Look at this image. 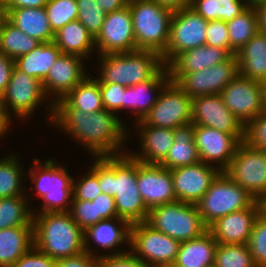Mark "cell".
Wrapping results in <instances>:
<instances>
[{
    "instance_id": "91938a15",
    "label": "cell",
    "mask_w": 266,
    "mask_h": 267,
    "mask_svg": "<svg viewBox=\"0 0 266 267\" xmlns=\"http://www.w3.org/2000/svg\"><path fill=\"white\" fill-rule=\"evenodd\" d=\"M11 118L8 116L7 112L4 108L0 105V139L2 135L6 134L7 129L10 130L8 127L10 124Z\"/></svg>"
},
{
    "instance_id": "ee69618b",
    "label": "cell",
    "mask_w": 266,
    "mask_h": 267,
    "mask_svg": "<svg viewBox=\"0 0 266 267\" xmlns=\"http://www.w3.org/2000/svg\"><path fill=\"white\" fill-rule=\"evenodd\" d=\"M69 213L83 231L103 220L97 216L96 201L72 200Z\"/></svg>"
},
{
    "instance_id": "ac0fdd59",
    "label": "cell",
    "mask_w": 266,
    "mask_h": 267,
    "mask_svg": "<svg viewBox=\"0 0 266 267\" xmlns=\"http://www.w3.org/2000/svg\"><path fill=\"white\" fill-rule=\"evenodd\" d=\"M99 55L135 50V37L129 5L106 14L101 32L95 38Z\"/></svg>"
},
{
    "instance_id": "30bf717a",
    "label": "cell",
    "mask_w": 266,
    "mask_h": 267,
    "mask_svg": "<svg viewBox=\"0 0 266 267\" xmlns=\"http://www.w3.org/2000/svg\"><path fill=\"white\" fill-rule=\"evenodd\" d=\"M180 241L153 229L146 222L130 228L131 252L147 267H171L179 251Z\"/></svg>"
},
{
    "instance_id": "5bb4252c",
    "label": "cell",
    "mask_w": 266,
    "mask_h": 267,
    "mask_svg": "<svg viewBox=\"0 0 266 267\" xmlns=\"http://www.w3.org/2000/svg\"><path fill=\"white\" fill-rule=\"evenodd\" d=\"M45 97L42 82L14 66L9 84L0 97V105L11 119L12 109V113L23 120L31 117L41 101L45 102Z\"/></svg>"
},
{
    "instance_id": "9f6ffc18",
    "label": "cell",
    "mask_w": 266,
    "mask_h": 267,
    "mask_svg": "<svg viewBox=\"0 0 266 267\" xmlns=\"http://www.w3.org/2000/svg\"><path fill=\"white\" fill-rule=\"evenodd\" d=\"M106 14L119 10L128 5L129 0H97Z\"/></svg>"
},
{
    "instance_id": "f907efd6",
    "label": "cell",
    "mask_w": 266,
    "mask_h": 267,
    "mask_svg": "<svg viewBox=\"0 0 266 267\" xmlns=\"http://www.w3.org/2000/svg\"><path fill=\"white\" fill-rule=\"evenodd\" d=\"M56 260L34 246L10 267H55Z\"/></svg>"
},
{
    "instance_id": "681fc988",
    "label": "cell",
    "mask_w": 266,
    "mask_h": 267,
    "mask_svg": "<svg viewBox=\"0 0 266 267\" xmlns=\"http://www.w3.org/2000/svg\"><path fill=\"white\" fill-rule=\"evenodd\" d=\"M98 267H147L132 252L128 251L119 255L109 253L99 255Z\"/></svg>"
},
{
    "instance_id": "7dc6e473",
    "label": "cell",
    "mask_w": 266,
    "mask_h": 267,
    "mask_svg": "<svg viewBox=\"0 0 266 267\" xmlns=\"http://www.w3.org/2000/svg\"><path fill=\"white\" fill-rule=\"evenodd\" d=\"M104 109L117 114L124 110V91L126 87L114 83H99Z\"/></svg>"
},
{
    "instance_id": "816d5d0a",
    "label": "cell",
    "mask_w": 266,
    "mask_h": 267,
    "mask_svg": "<svg viewBox=\"0 0 266 267\" xmlns=\"http://www.w3.org/2000/svg\"><path fill=\"white\" fill-rule=\"evenodd\" d=\"M99 255L83 251L77 255L56 260L55 267H98Z\"/></svg>"
},
{
    "instance_id": "6da1fadb",
    "label": "cell",
    "mask_w": 266,
    "mask_h": 267,
    "mask_svg": "<svg viewBox=\"0 0 266 267\" xmlns=\"http://www.w3.org/2000/svg\"><path fill=\"white\" fill-rule=\"evenodd\" d=\"M51 123L65 130L71 138L74 137L95 158L123 154L121 147L128 129L115 112L103 109L91 114L84 113L60 99L53 104Z\"/></svg>"
},
{
    "instance_id": "74e56055",
    "label": "cell",
    "mask_w": 266,
    "mask_h": 267,
    "mask_svg": "<svg viewBox=\"0 0 266 267\" xmlns=\"http://www.w3.org/2000/svg\"><path fill=\"white\" fill-rule=\"evenodd\" d=\"M226 24L230 47L236 53L259 31L255 7H248Z\"/></svg>"
},
{
    "instance_id": "6125c7cd",
    "label": "cell",
    "mask_w": 266,
    "mask_h": 267,
    "mask_svg": "<svg viewBox=\"0 0 266 267\" xmlns=\"http://www.w3.org/2000/svg\"><path fill=\"white\" fill-rule=\"evenodd\" d=\"M263 108L266 111V81L262 83Z\"/></svg>"
},
{
    "instance_id": "f35d334b",
    "label": "cell",
    "mask_w": 266,
    "mask_h": 267,
    "mask_svg": "<svg viewBox=\"0 0 266 267\" xmlns=\"http://www.w3.org/2000/svg\"><path fill=\"white\" fill-rule=\"evenodd\" d=\"M16 156L9 155L0 159V198H10L24 195L21 177L23 175L20 160ZM24 188V189H22Z\"/></svg>"
},
{
    "instance_id": "f6af8a7d",
    "label": "cell",
    "mask_w": 266,
    "mask_h": 267,
    "mask_svg": "<svg viewBox=\"0 0 266 267\" xmlns=\"http://www.w3.org/2000/svg\"><path fill=\"white\" fill-rule=\"evenodd\" d=\"M73 177V199L72 200H89L93 201L98 195L102 193L98 176L89 169L87 175L82 179H78L74 182Z\"/></svg>"
},
{
    "instance_id": "484cf974",
    "label": "cell",
    "mask_w": 266,
    "mask_h": 267,
    "mask_svg": "<svg viewBox=\"0 0 266 267\" xmlns=\"http://www.w3.org/2000/svg\"><path fill=\"white\" fill-rule=\"evenodd\" d=\"M232 55L228 49L204 45L184 51L167 67L169 73H193L222 63Z\"/></svg>"
},
{
    "instance_id": "ab89813d",
    "label": "cell",
    "mask_w": 266,
    "mask_h": 267,
    "mask_svg": "<svg viewBox=\"0 0 266 267\" xmlns=\"http://www.w3.org/2000/svg\"><path fill=\"white\" fill-rule=\"evenodd\" d=\"M214 267H256L247 244L218 243Z\"/></svg>"
},
{
    "instance_id": "d6a6232c",
    "label": "cell",
    "mask_w": 266,
    "mask_h": 267,
    "mask_svg": "<svg viewBox=\"0 0 266 267\" xmlns=\"http://www.w3.org/2000/svg\"><path fill=\"white\" fill-rule=\"evenodd\" d=\"M62 54L54 41L40 43L28 54L15 59V66L41 82L47 77L51 66Z\"/></svg>"
},
{
    "instance_id": "8992f818",
    "label": "cell",
    "mask_w": 266,
    "mask_h": 267,
    "mask_svg": "<svg viewBox=\"0 0 266 267\" xmlns=\"http://www.w3.org/2000/svg\"><path fill=\"white\" fill-rule=\"evenodd\" d=\"M34 166L29 170L36 196L43 200L41 212H67L68 204L73 199V178L68 175L64 166L57 165L54 159L41 164L39 159L33 160ZM68 208V209H67Z\"/></svg>"
},
{
    "instance_id": "d6986e66",
    "label": "cell",
    "mask_w": 266,
    "mask_h": 267,
    "mask_svg": "<svg viewBox=\"0 0 266 267\" xmlns=\"http://www.w3.org/2000/svg\"><path fill=\"white\" fill-rule=\"evenodd\" d=\"M137 188L148 210L176 201L171 171L160 164L137 160Z\"/></svg>"
},
{
    "instance_id": "8d00e7d4",
    "label": "cell",
    "mask_w": 266,
    "mask_h": 267,
    "mask_svg": "<svg viewBox=\"0 0 266 267\" xmlns=\"http://www.w3.org/2000/svg\"><path fill=\"white\" fill-rule=\"evenodd\" d=\"M207 21H229L239 16L248 6L242 0H192L191 6Z\"/></svg>"
},
{
    "instance_id": "60d3db41",
    "label": "cell",
    "mask_w": 266,
    "mask_h": 267,
    "mask_svg": "<svg viewBox=\"0 0 266 267\" xmlns=\"http://www.w3.org/2000/svg\"><path fill=\"white\" fill-rule=\"evenodd\" d=\"M44 8L53 33L78 18L76 0H48Z\"/></svg>"
},
{
    "instance_id": "b9f144b4",
    "label": "cell",
    "mask_w": 266,
    "mask_h": 267,
    "mask_svg": "<svg viewBox=\"0 0 266 267\" xmlns=\"http://www.w3.org/2000/svg\"><path fill=\"white\" fill-rule=\"evenodd\" d=\"M78 8L77 20L96 38L101 32L106 13L97 0H76Z\"/></svg>"
},
{
    "instance_id": "6f0895ef",
    "label": "cell",
    "mask_w": 266,
    "mask_h": 267,
    "mask_svg": "<svg viewBox=\"0 0 266 267\" xmlns=\"http://www.w3.org/2000/svg\"><path fill=\"white\" fill-rule=\"evenodd\" d=\"M255 10L258 17V29L259 31L266 33V1L257 5Z\"/></svg>"
},
{
    "instance_id": "ba28073f",
    "label": "cell",
    "mask_w": 266,
    "mask_h": 267,
    "mask_svg": "<svg viewBox=\"0 0 266 267\" xmlns=\"http://www.w3.org/2000/svg\"><path fill=\"white\" fill-rule=\"evenodd\" d=\"M254 201L244 188L221 171L196 206L204 224L209 227L225 215L248 208Z\"/></svg>"
},
{
    "instance_id": "4dcf8cb0",
    "label": "cell",
    "mask_w": 266,
    "mask_h": 267,
    "mask_svg": "<svg viewBox=\"0 0 266 267\" xmlns=\"http://www.w3.org/2000/svg\"><path fill=\"white\" fill-rule=\"evenodd\" d=\"M53 41L62 54H72L85 58L96 50L95 38L78 20L69 22L54 33Z\"/></svg>"
},
{
    "instance_id": "603a6c76",
    "label": "cell",
    "mask_w": 266,
    "mask_h": 267,
    "mask_svg": "<svg viewBox=\"0 0 266 267\" xmlns=\"http://www.w3.org/2000/svg\"><path fill=\"white\" fill-rule=\"evenodd\" d=\"M116 219V220H115ZM119 223V225L117 223ZM117 224V225H116ZM130 228L131 225L118 217L99 221L97 224L87 228L84 231V250L95 256L94 250L89 248L90 240L104 250L113 251L110 255H119L128 251L112 250L119 247L124 242L130 244ZM116 251V252H114Z\"/></svg>"
},
{
    "instance_id": "8fae6325",
    "label": "cell",
    "mask_w": 266,
    "mask_h": 267,
    "mask_svg": "<svg viewBox=\"0 0 266 267\" xmlns=\"http://www.w3.org/2000/svg\"><path fill=\"white\" fill-rule=\"evenodd\" d=\"M136 125L175 129L192 123V98L175 82L169 81L159 93L157 102Z\"/></svg>"
},
{
    "instance_id": "94428289",
    "label": "cell",
    "mask_w": 266,
    "mask_h": 267,
    "mask_svg": "<svg viewBox=\"0 0 266 267\" xmlns=\"http://www.w3.org/2000/svg\"><path fill=\"white\" fill-rule=\"evenodd\" d=\"M266 0H244L243 2L248 6V7H256L260 3H263Z\"/></svg>"
},
{
    "instance_id": "db71d44e",
    "label": "cell",
    "mask_w": 266,
    "mask_h": 267,
    "mask_svg": "<svg viewBox=\"0 0 266 267\" xmlns=\"http://www.w3.org/2000/svg\"><path fill=\"white\" fill-rule=\"evenodd\" d=\"M15 61L0 52V97L9 84Z\"/></svg>"
},
{
    "instance_id": "5b68a950",
    "label": "cell",
    "mask_w": 266,
    "mask_h": 267,
    "mask_svg": "<svg viewBox=\"0 0 266 267\" xmlns=\"http://www.w3.org/2000/svg\"><path fill=\"white\" fill-rule=\"evenodd\" d=\"M135 50L165 53L170 36L173 9L154 0H129Z\"/></svg>"
},
{
    "instance_id": "03108f58",
    "label": "cell",
    "mask_w": 266,
    "mask_h": 267,
    "mask_svg": "<svg viewBox=\"0 0 266 267\" xmlns=\"http://www.w3.org/2000/svg\"><path fill=\"white\" fill-rule=\"evenodd\" d=\"M1 30H2V24H0V42H1Z\"/></svg>"
},
{
    "instance_id": "be15d7a7",
    "label": "cell",
    "mask_w": 266,
    "mask_h": 267,
    "mask_svg": "<svg viewBox=\"0 0 266 267\" xmlns=\"http://www.w3.org/2000/svg\"><path fill=\"white\" fill-rule=\"evenodd\" d=\"M5 17L3 9V0H0V24H2V19Z\"/></svg>"
},
{
    "instance_id": "e0dca14e",
    "label": "cell",
    "mask_w": 266,
    "mask_h": 267,
    "mask_svg": "<svg viewBox=\"0 0 266 267\" xmlns=\"http://www.w3.org/2000/svg\"><path fill=\"white\" fill-rule=\"evenodd\" d=\"M83 57L72 54H61L51 66L47 77L42 81L46 98L53 96L49 108V121L53 118V104L63 99L74 89L88 74L84 70Z\"/></svg>"
},
{
    "instance_id": "4316f807",
    "label": "cell",
    "mask_w": 266,
    "mask_h": 267,
    "mask_svg": "<svg viewBox=\"0 0 266 267\" xmlns=\"http://www.w3.org/2000/svg\"><path fill=\"white\" fill-rule=\"evenodd\" d=\"M5 17L24 34L39 42H52L54 33L50 28L47 13L41 8H3Z\"/></svg>"
},
{
    "instance_id": "7a4b0ae2",
    "label": "cell",
    "mask_w": 266,
    "mask_h": 267,
    "mask_svg": "<svg viewBox=\"0 0 266 267\" xmlns=\"http://www.w3.org/2000/svg\"><path fill=\"white\" fill-rule=\"evenodd\" d=\"M91 170L102 193L113 196L118 218L130 225L146 222L149 210L137 188V160L129 153L96 157Z\"/></svg>"
},
{
    "instance_id": "83f0119b",
    "label": "cell",
    "mask_w": 266,
    "mask_h": 267,
    "mask_svg": "<svg viewBox=\"0 0 266 267\" xmlns=\"http://www.w3.org/2000/svg\"><path fill=\"white\" fill-rule=\"evenodd\" d=\"M239 74L266 81V33L258 31L237 53Z\"/></svg>"
},
{
    "instance_id": "1f68e13d",
    "label": "cell",
    "mask_w": 266,
    "mask_h": 267,
    "mask_svg": "<svg viewBox=\"0 0 266 267\" xmlns=\"http://www.w3.org/2000/svg\"><path fill=\"white\" fill-rule=\"evenodd\" d=\"M33 246V226L1 229L0 267H10Z\"/></svg>"
},
{
    "instance_id": "f546056e",
    "label": "cell",
    "mask_w": 266,
    "mask_h": 267,
    "mask_svg": "<svg viewBox=\"0 0 266 267\" xmlns=\"http://www.w3.org/2000/svg\"><path fill=\"white\" fill-rule=\"evenodd\" d=\"M173 142L167 156L160 163L162 167L171 170L201 161L194 142V125L192 123L175 128Z\"/></svg>"
},
{
    "instance_id": "cb8c5ba5",
    "label": "cell",
    "mask_w": 266,
    "mask_h": 267,
    "mask_svg": "<svg viewBox=\"0 0 266 267\" xmlns=\"http://www.w3.org/2000/svg\"><path fill=\"white\" fill-rule=\"evenodd\" d=\"M170 80L168 67L164 66L153 78L134 86L126 87L124 91V108L126 110L129 108L130 110L133 109L134 115L137 114L138 116H136V122L142 120L151 110L157 102L158 93L163 90ZM154 91L157 92L155 97L153 95L155 94Z\"/></svg>"
},
{
    "instance_id": "277c9868",
    "label": "cell",
    "mask_w": 266,
    "mask_h": 267,
    "mask_svg": "<svg viewBox=\"0 0 266 267\" xmlns=\"http://www.w3.org/2000/svg\"><path fill=\"white\" fill-rule=\"evenodd\" d=\"M99 83L134 86L153 78L164 66L162 56L154 51L134 50L99 55Z\"/></svg>"
},
{
    "instance_id": "836d02e7",
    "label": "cell",
    "mask_w": 266,
    "mask_h": 267,
    "mask_svg": "<svg viewBox=\"0 0 266 267\" xmlns=\"http://www.w3.org/2000/svg\"><path fill=\"white\" fill-rule=\"evenodd\" d=\"M63 100L73 109L84 113L97 112L104 109L100 85L96 77L86 76Z\"/></svg>"
},
{
    "instance_id": "4fadbf2b",
    "label": "cell",
    "mask_w": 266,
    "mask_h": 267,
    "mask_svg": "<svg viewBox=\"0 0 266 267\" xmlns=\"http://www.w3.org/2000/svg\"><path fill=\"white\" fill-rule=\"evenodd\" d=\"M175 82L192 99L200 96L220 94L239 74L236 55L228 60L193 73H169Z\"/></svg>"
},
{
    "instance_id": "e575fe53",
    "label": "cell",
    "mask_w": 266,
    "mask_h": 267,
    "mask_svg": "<svg viewBox=\"0 0 266 267\" xmlns=\"http://www.w3.org/2000/svg\"><path fill=\"white\" fill-rule=\"evenodd\" d=\"M41 42L20 31L6 17L2 19L0 52L12 60L28 54Z\"/></svg>"
},
{
    "instance_id": "7bdbcfd3",
    "label": "cell",
    "mask_w": 266,
    "mask_h": 267,
    "mask_svg": "<svg viewBox=\"0 0 266 267\" xmlns=\"http://www.w3.org/2000/svg\"><path fill=\"white\" fill-rule=\"evenodd\" d=\"M248 247L256 267H266V211L257 217L252 229Z\"/></svg>"
},
{
    "instance_id": "3957f363",
    "label": "cell",
    "mask_w": 266,
    "mask_h": 267,
    "mask_svg": "<svg viewBox=\"0 0 266 267\" xmlns=\"http://www.w3.org/2000/svg\"><path fill=\"white\" fill-rule=\"evenodd\" d=\"M34 247L58 260L84 250V231L67 212H33Z\"/></svg>"
},
{
    "instance_id": "ffe728a7",
    "label": "cell",
    "mask_w": 266,
    "mask_h": 267,
    "mask_svg": "<svg viewBox=\"0 0 266 267\" xmlns=\"http://www.w3.org/2000/svg\"><path fill=\"white\" fill-rule=\"evenodd\" d=\"M192 124L207 126L229 134H245V126L226 107L220 94L192 99Z\"/></svg>"
},
{
    "instance_id": "680465c9",
    "label": "cell",
    "mask_w": 266,
    "mask_h": 267,
    "mask_svg": "<svg viewBox=\"0 0 266 267\" xmlns=\"http://www.w3.org/2000/svg\"><path fill=\"white\" fill-rule=\"evenodd\" d=\"M159 4L170 7L173 10L190 7L192 0H154Z\"/></svg>"
},
{
    "instance_id": "e7e4bbea",
    "label": "cell",
    "mask_w": 266,
    "mask_h": 267,
    "mask_svg": "<svg viewBox=\"0 0 266 267\" xmlns=\"http://www.w3.org/2000/svg\"><path fill=\"white\" fill-rule=\"evenodd\" d=\"M264 210L266 211V199L263 201Z\"/></svg>"
},
{
    "instance_id": "11a10c76",
    "label": "cell",
    "mask_w": 266,
    "mask_h": 267,
    "mask_svg": "<svg viewBox=\"0 0 266 267\" xmlns=\"http://www.w3.org/2000/svg\"><path fill=\"white\" fill-rule=\"evenodd\" d=\"M48 0H3V8H41Z\"/></svg>"
},
{
    "instance_id": "52a82bcc",
    "label": "cell",
    "mask_w": 266,
    "mask_h": 267,
    "mask_svg": "<svg viewBox=\"0 0 266 267\" xmlns=\"http://www.w3.org/2000/svg\"><path fill=\"white\" fill-rule=\"evenodd\" d=\"M146 223L180 242L198 238L208 231L196 204L181 201L150 209Z\"/></svg>"
},
{
    "instance_id": "7c38bea8",
    "label": "cell",
    "mask_w": 266,
    "mask_h": 267,
    "mask_svg": "<svg viewBox=\"0 0 266 267\" xmlns=\"http://www.w3.org/2000/svg\"><path fill=\"white\" fill-rule=\"evenodd\" d=\"M208 21L192 7L173 11L170 36L162 59L168 66L179 54L186 50L204 46Z\"/></svg>"
},
{
    "instance_id": "c3c4849f",
    "label": "cell",
    "mask_w": 266,
    "mask_h": 267,
    "mask_svg": "<svg viewBox=\"0 0 266 267\" xmlns=\"http://www.w3.org/2000/svg\"><path fill=\"white\" fill-rule=\"evenodd\" d=\"M245 141L266 150V111L261 112L245 127Z\"/></svg>"
},
{
    "instance_id": "d4e9b609",
    "label": "cell",
    "mask_w": 266,
    "mask_h": 267,
    "mask_svg": "<svg viewBox=\"0 0 266 267\" xmlns=\"http://www.w3.org/2000/svg\"><path fill=\"white\" fill-rule=\"evenodd\" d=\"M142 151L129 153L134 159L146 164H160L174 143V129L151 125H137Z\"/></svg>"
},
{
    "instance_id": "bcb514c9",
    "label": "cell",
    "mask_w": 266,
    "mask_h": 267,
    "mask_svg": "<svg viewBox=\"0 0 266 267\" xmlns=\"http://www.w3.org/2000/svg\"><path fill=\"white\" fill-rule=\"evenodd\" d=\"M205 45L228 49L233 55H236V52L230 47L227 24L222 20L208 21Z\"/></svg>"
},
{
    "instance_id": "f5cc1de1",
    "label": "cell",
    "mask_w": 266,
    "mask_h": 267,
    "mask_svg": "<svg viewBox=\"0 0 266 267\" xmlns=\"http://www.w3.org/2000/svg\"><path fill=\"white\" fill-rule=\"evenodd\" d=\"M93 201H96L97 216L103 220L118 217L113 196L101 193Z\"/></svg>"
},
{
    "instance_id": "2e32d148",
    "label": "cell",
    "mask_w": 266,
    "mask_h": 267,
    "mask_svg": "<svg viewBox=\"0 0 266 267\" xmlns=\"http://www.w3.org/2000/svg\"><path fill=\"white\" fill-rule=\"evenodd\" d=\"M245 140V134H229L207 126L194 125V142L200 160L212 165L215 163L220 171L230 164L238 146Z\"/></svg>"
},
{
    "instance_id": "9a60e30c",
    "label": "cell",
    "mask_w": 266,
    "mask_h": 267,
    "mask_svg": "<svg viewBox=\"0 0 266 267\" xmlns=\"http://www.w3.org/2000/svg\"><path fill=\"white\" fill-rule=\"evenodd\" d=\"M226 107L246 127L263 108L262 83L238 74L220 93Z\"/></svg>"
},
{
    "instance_id": "44dd1931",
    "label": "cell",
    "mask_w": 266,
    "mask_h": 267,
    "mask_svg": "<svg viewBox=\"0 0 266 267\" xmlns=\"http://www.w3.org/2000/svg\"><path fill=\"white\" fill-rule=\"evenodd\" d=\"M215 165L202 161L171 169L176 201L196 204L221 172Z\"/></svg>"
},
{
    "instance_id": "7402d4cb",
    "label": "cell",
    "mask_w": 266,
    "mask_h": 267,
    "mask_svg": "<svg viewBox=\"0 0 266 267\" xmlns=\"http://www.w3.org/2000/svg\"><path fill=\"white\" fill-rule=\"evenodd\" d=\"M263 210V202L255 200L248 208L217 219L208 231L217 243L248 244L255 221Z\"/></svg>"
},
{
    "instance_id": "f1b7e54d",
    "label": "cell",
    "mask_w": 266,
    "mask_h": 267,
    "mask_svg": "<svg viewBox=\"0 0 266 267\" xmlns=\"http://www.w3.org/2000/svg\"><path fill=\"white\" fill-rule=\"evenodd\" d=\"M217 245L209 231L198 238L183 241L171 267H212Z\"/></svg>"
},
{
    "instance_id": "9c48e42d",
    "label": "cell",
    "mask_w": 266,
    "mask_h": 267,
    "mask_svg": "<svg viewBox=\"0 0 266 267\" xmlns=\"http://www.w3.org/2000/svg\"><path fill=\"white\" fill-rule=\"evenodd\" d=\"M223 172L256 201L266 199V150L242 141Z\"/></svg>"
},
{
    "instance_id": "d590c367",
    "label": "cell",
    "mask_w": 266,
    "mask_h": 267,
    "mask_svg": "<svg viewBox=\"0 0 266 267\" xmlns=\"http://www.w3.org/2000/svg\"><path fill=\"white\" fill-rule=\"evenodd\" d=\"M27 199L26 195L0 198V230L33 226V209L27 206Z\"/></svg>"
}]
</instances>
